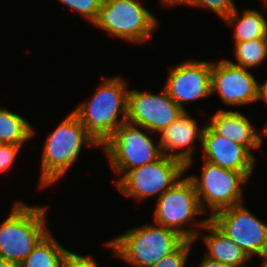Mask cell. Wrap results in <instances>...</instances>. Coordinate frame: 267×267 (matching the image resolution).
I'll list each match as a JSON object with an SVG mask.
<instances>
[{"label": "cell", "mask_w": 267, "mask_h": 267, "mask_svg": "<svg viewBox=\"0 0 267 267\" xmlns=\"http://www.w3.org/2000/svg\"><path fill=\"white\" fill-rule=\"evenodd\" d=\"M127 83L119 76L110 77L99 85L92 98L80 104L74 113L87 133L102 146L127 121ZM119 113L122 115L119 120Z\"/></svg>", "instance_id": "1"}, {"label": "cell", "mask_w": 267, "mask_h": 267, "mask_svg": "<svg viewBox=\"0 0 267 267\" xmlns=\"http://www.w3.org/2000/svg\"><path fill=\"white\" fill-rule=\"evenodd\" d=\"M83 144L99 146L78 116L71 112L45 140L39 186H52L60 180L79 157Z\"/></svg>", "instance_id": "2"}, {"label": "cell", "mask_w": 267, "mask_h": 267, "mask_svg": "<svg viewBox=\"0 0 267 267\" xmlns=\"http://www.w3.org/2000/svg\"><path fill=\"white\" fill-rule=\"evenodd\" d=\"M185 240L176 231L155 223L129 229L105 245L133 267H151Z\"/></svg>", "instance_id": "3"}, {"label": "cell", "mask_w": 267, "mask_h": 267, "mask_svg": "<svg viewBox=\"0 0 267 267\" xmlns=\"http://www.w3.org/2000/svg\"><path fill=\"white\" fill-rule=\"evenodd\" d=\"M47 207L16 202L0 225V258L20 264L49 233L46 227Z\"/></svg>", "instance_id": "4"}, {"label": "cell", "mask_w": 267, "mask_h": 267, "mask_svg": "<svg viewBox=\"0 0 267 267\" xmlns=\"http://www.w3.org/2000/svg\"><path fill=\"white\" fill-rule=\"evenodd\" d=\"M158 19L136 0H103L93 25L131 43L145 42Z\"/></svg>", "instance_id": "5"}, {"label": "cell", "mask_w": 267, "mask_h": 267, "mask_svg": "<svg viewBox=\"0 0 267 267\" xmlns=\"http://www.w3.org/2000/svg\"><path fill=\"white\" fill-rule=\"evenodd\" d=\"M156 200L154 223L176 231L186 240L195 241L199 238L197 227L202 229L209 218L194 222L196 228H184L188 222L195 219V215L204 214L188 176L179 179Z\"/></svg>", "instance_id": "6"}, {"label": "cell", "mask_w": 267, "mask_h": 267, "mask_svg": "<svg viewBox=\"0 0 267 267\" xmlns=\"http://www.w3.org/2000/svg\"><path fill=\"white\" fill-rule=\"evenodd\" d=\"M148 134L142 126L126 121L102 145L114 172L121 175L118 180L129 170L156 161L163 155L159 142L156 146Z\"/></svg>", "instance_id": "7"}, {"label": "cell", "mask_w": 267, "mask_h": 267, "mask_svg": "<svg viewBox=\"0 0 267 267\" xmlns=\"http://www.w3.org/2000/svg\"><path fill=\"white\" fill-rule=\"evenodd\" d=\"M188 178L194 185L203 212L207 213L204 211L205 205L210 208L212 214L208 218L241 204L244 197L242 186L250 180L240 171L223 169L207 161L203 163L201 177L189 175Z\"/></svg>", "instance_id": "8"}, {"label": "cell", "mask_w": 267, "mask_h": 267, "mask_svg": "<svg viewBox=\"0 0 267 267\" xmlns=\"http://www.w3.org/2000/svg\"><path fill=\"white\" fill-rule=\"evenodd\" d=\"M185 165L163 154L159 159L129 170L117 182L118 190L128 197L145 200L154 195L159 198L184 176Z\"/></svg>", "instance_id": "9"}, {"label": "cell", "mask_w": 267, "mask_h": 267, "mask_svg": "<svg viewBox=\"0 0 267 267\" xmlns=\"http://www.w3.org/2000/svg\"><path fill=\"white\" fill-rule=\"evenodd\" d=\"M209 219L250 258L258 257L267 249V224L243 203L216 212Z\"/></svg>", "instance_id": "10"}, {"label": "cell", "mask_w": 267, "mask_h": 267, "mask_svg": "<svg viewBox=\"0 0 267 267\" xmlns=\"http://www.w3.org/2000/svg\"><path fill=\"white\" fill-rule=\"evenodd\" d=\"M183 110L163 88L161 94L129 90L127 121L149 132H161L174 122Z\"/></svg>", "instance_id": "11"}, {"label": "cell", "mask_w": 267, "mask_h": 267, "mask_svg": "<svg viewBox=\"0 0 267 267\" xmlns=\"http://www.w3.org/2000/svg\"><path fill=\"white\" fill-rule=\"evenodd\" d=\"M252 72L226 59L212 62L211 95L215 91L227 105H245L259 101V85Z\"/></svg>", "instance_id": "12"}, {"label": "cell", "mask_w": 267, "mask_h": 267, "mask_svg": "<svg viewBox=\"0 0 267 267\" xmlns=\"http://www.w3.org/2000/svg\"><path fill=\"white\" fill-rule=\"evenodd\" d=\"M212 62L188 60L171 68L164 89L186 111L184 103L211 96Z\"/></svg>", "instance_id": "13"}, {"label": "cell", "mask_w": 267, "mask_h": 267, "mask_svg": "<svg viewBox=\"0 0 267 267\" xmlns=\"http://www.w3.org/2000/svg\"><path fill=\"white\" fill-rule=\"evenodd\" d=\"M201 146L203 161L223 169L240 171L251 178L256 159L244 146L218 135L208 124L205 125Z\"/></svg>", "instance_id": "14"}, {"label": "cell", "mask_w": 267, "mask_h": 267, "mask_svg": "<svg viewBox=\"0 0 267 267\" xmlns=\"http://www.w3.org/2000/svg\"><path fill=\"white\" fill-rule=\"evenodd\" d=\"M204 129L205 125L198 128L197 121L190 117L188 110L183 111L174 122L159 132L162 153L181 161L187 171L192 166L193 150H195L193 142L198 139L202 144Z\"/></svg>", "instance_id": "15"}, {"label": "cell", "mask_w": 267, "mask_h": 267, "mask_svg": "<svg viewBox=\"0 0 267 267\" xmlns=\"http://www.w3.org/2000/svg\"><path fill=\"white\" fill-rule=\"evenodd\" d=\"M207 124L218 135L244 146L253 156L251 149L262 145V136L255 133L249 119L238 111L218 109Z\"/></svg>", "instance_id": "16"}, {"label": "cell", "mask_w": 267, "mask_h": 267, "mask_svg": "<svg viewBox=\"0 0 267 267\" xmlns=\"http://www.w3.org/2000/svg\"><path fill=\"white\" fill-rule=\"evenodd\" d=\"M202 229L209 232L208 235L203 236L204 243L208 248V251L205 252L206 257L235 267L247 266L246 262H249L251 258L210 219Z\"/></svg>", "instance_id": "17"}, {"label": "cell", "mask_w": 267, "mask_h": 267, "mask_svg": "<svg viewBox=\"0 0 267 267\" xmlns=\"http://www.w3.org/2000/svg\"><path fill=\"white\" fill-rule=\"evenodd\" d=\"M228 25H235L234 43L267 37V20L255 9H246L240 15L236 9L224 20Z\"/></svg>", "instance_id": "18"}, {"label": "cell", "mask_w": 267, "mask_h": 267, "mask_svg": "<svg viewBox=\"0 0 267 267\" xmlns=\"http://www.w3.org/2000/svg\"><path fill=\"white\" fill-rule=\"evenodd\" d=\"M68 251L49 232L19 267H64Z\"/></svg>", "instance_id": "19"}, {"label": "cell", "mask_w": 267, "mask_h": 267, "mask_svg": "<svg viewBox=\"0 0 267 267\" xmlns=\"http://www.w3.org/2000/svg\"><path fill=\"white\" fill-rule=\"evenodd\" d=\"M34 134V128L23 116L0 107V141L2 143L23 145Z\"/></svg>", "instance_id": "20"}, {"label": "cell", "mask_w": 267, "mask_h": 267, "mask_svg": "<svg viewBox=\"0 0 267 267\" xmlns=\"http://www.w3.org/2000/svg\"><path fill=\"white\" fill-rule=\"evenodd\" d=\"M237 66L246 69L260 66L267 58V37L235 43Z\"/></svg>", "instance_id": "21"}, {"label": "cell", "mask_w": 267, "mask_h": 267, "mask_svg": "<svg viewBox=\"0 0 267 267\" xmlns=\"http://www.w3.org/2000/svg\"><path fill=\"white\" fill-rule=\"evenodd\" d=\"M71 10L78 12L88 22L93 24L99 14V10L103 0H59Z\"/></svg>", "instance_id": "22"}, {"label": "cell", "mask_w": 267, "mask_h": 267, "mask_svg": "<svg viewBox=\"0 0 267 267\" xmlns=\"http://www.w3.org/2000/svg\"><path fill=\"white\" fill-rule=\"evenodd\" d=\"M194 242L193 240H185L177 249L151 267H185Z\"/></svg>", "instance_id": "23"}, {"label": "cell", "mask_w": 267, "mask_h": 267, "mask_svg": "<svg viewBox=\"0 0 267 267\" xmlns=\"http://www.w3.org/2000/svg\"><path fill=\"white\" fill-rule=\"evenodd\" d=\"M191 6L208 8L225 20L235 9L233 0H191Z\"/></svg>", "instance_id": "24"}, {"label": "cell", "mask_w": 267, "mask_h": 267, "mask_svg": "<svg viewBox=\"0 0 267 267\" xmlns=\"http://www.w3.org/2000/svg\"><path fill=\"white\" fill-rule=\"evenodd\" d=\"M21 147L22 145L2 143L0 146V172L11 166Z\"/></svg>", "instance_id": "25"}, {"label": "cell", "mask_w": 267, "mask_h": 267, "mask_svg": "<svg viewBox=\"0 0 267 267\" xmlns=\"http://www.w3.org/2000/svg\"><path fill=\"white\" fill-rule=\"evenodd\" d=\"M64 267H99L92 256H81L75 252L68 251Z\"/></svg>", "instance_id": "26"}, {"label": "cell", "mask_w": 267, "mask_h": 267, "mask_svg": "<svg viewBox=\"0 0 267 267\" xmlns=\"http://www.w3.org/2000/svg\"><path fill=\"white\" fill-rule=\"evenodd\" d=\"M202 261L200 262V265L198 267H235L229 264H223L219 261L210 259L204 255Z\"/></svg>", "instance_id": "27"}, {"label": "cell", "mask_w": 267, "mask_h": 267, "mask_svg": "<svg viewBox=\"0 0 267 267\" xmlns=\"http://www.w3.org/2000/svg\"><path fill=\"white\" fill-rule=\"evenodd\" d=\"M160 3L162 5H182V4H185V5H190L191 6V0H161Z\"/></svg>", "instance_id": "28"}, {"label": "cell", "mask_w": 267, "mask_h": 267, "mask_svg": "<svg viewBox=\"0 0 267 267\" xmlns=\"http://www.w3.org/2000/svg\"><path fill=\"white\" fill-rule=\"evenodd\" d=\"M265 100L267 103V79L264 84L259 85V97L258 100Z\"/></svg>", "instance_id": "29"}, {"label": "cell", "mask_w": 267, "mask_h": 267, "mask_svg": "<svg viewBox=\"0 0 267 267\" xmlns=\"http://www.w3.org/2000/svg\"><path fill=\"white\" fill-rule=\"evenodd\" d=\"M0 267H19V264L0 258Z\"/></svg>", "instance_id": "30"}, {"label": "cell", "mask_w": 267, "mask_h": 267, "mask_svg": "<svg viewBox=\"0 0 267 267\" xmlns=\"http://www.w3.org/2000/svg\"><path fill=\"white\" fill-rule=\"evenodd\" d=\"M258 257L263 258L261 267H267V249L262 252Z\"/></svg>", "instance_id": "31"}, {"label": "cell", "mask_w": 267, "mask_h": 267, "mask_svg": "<svg viewBox=\"0 0 267 267\" xmlns=\"http://www.w3.org/2000/svg\"><path fill=\"white\" fill-rule=\"evenodd\" d=\"M262 131H263V135H265L267 137V124H266L264 130H262Z\"/></svg>", "instance_id": "32"}]
</instances>
